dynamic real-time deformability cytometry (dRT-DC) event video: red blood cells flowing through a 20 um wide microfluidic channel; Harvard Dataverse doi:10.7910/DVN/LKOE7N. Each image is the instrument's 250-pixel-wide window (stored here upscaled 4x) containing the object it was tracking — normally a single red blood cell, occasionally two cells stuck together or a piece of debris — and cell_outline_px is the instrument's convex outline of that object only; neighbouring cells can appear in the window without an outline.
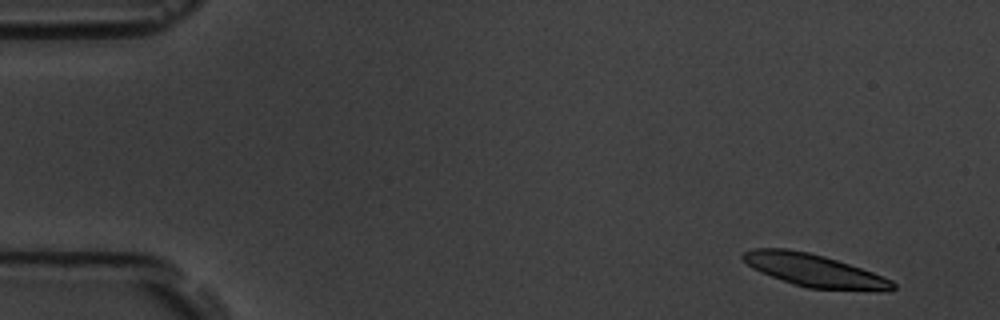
{"species": "common noctule bat (a hibernating species)", "species_latin": "Nyctalus noctula", "temperature_condition": "room temperature", "stored_images_in_passage": 5, "camera_frame_rate_fps": 3000, "um_per_image_px": 0.085, "animal": {"sex": "male", "body_mass_g": 19.5, "forearm_length_mm": 54.6}, "frame": {"image": 1, "passage_image": 2, "time_ms": 1.0, "image_size_px": [1000, 320], "cell_outline_px": [[896, 288], [884, 292], [880, 292], [808, 288], [792, 284], [760, 272], [752, 268], [740, 256], [744, 252], [752, 248], [788, 248], [808, 252], [824, 256], [872, 272], [892, 280], [896, 284]], "centroid_in_image_um": [69.23, 23.01], "position_along_channel_um": 15.8, "area_um2": 28.73}}